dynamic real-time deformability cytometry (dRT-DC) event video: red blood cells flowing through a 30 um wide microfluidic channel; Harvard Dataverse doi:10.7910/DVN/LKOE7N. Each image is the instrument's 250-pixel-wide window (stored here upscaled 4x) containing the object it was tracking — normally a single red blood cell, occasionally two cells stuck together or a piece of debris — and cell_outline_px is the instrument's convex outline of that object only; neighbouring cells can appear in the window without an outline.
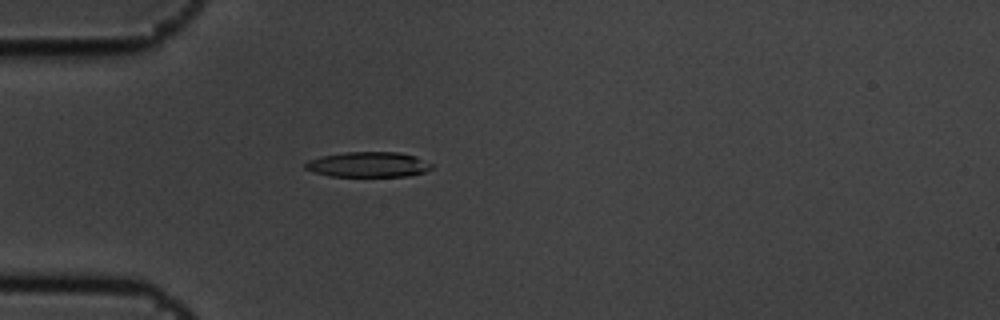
{"species": "common noctule bat (a hibernating species)", "species_latin": "Nyctalus noctula", "temperature_condition": "cold", "stored_images_in_passage": 1, "camera_frame_rate_fps": 3000, "um_per_image_px": 0.085, "animal": {"sex": "male", "body_mass_g": 19.5, "forearm_length_mm": 54.6}, "frame": {"image": 1, "passage_image": 1, "time_ms": 0.0, "image_size_px": [1000, 320], "cell_outline_px": [[432, 168], [424, 172], [408, 176], [328, 176], [312, 172], [304, 168], [304, 164], [308, 160], [320, 156], [344, 152], [400, 152], [416, 156], [432, 164]], "centroid_in_image_um": [31.27, 13.98], "position_along_channel_um": 53.7, "area_um2": 18.73}}